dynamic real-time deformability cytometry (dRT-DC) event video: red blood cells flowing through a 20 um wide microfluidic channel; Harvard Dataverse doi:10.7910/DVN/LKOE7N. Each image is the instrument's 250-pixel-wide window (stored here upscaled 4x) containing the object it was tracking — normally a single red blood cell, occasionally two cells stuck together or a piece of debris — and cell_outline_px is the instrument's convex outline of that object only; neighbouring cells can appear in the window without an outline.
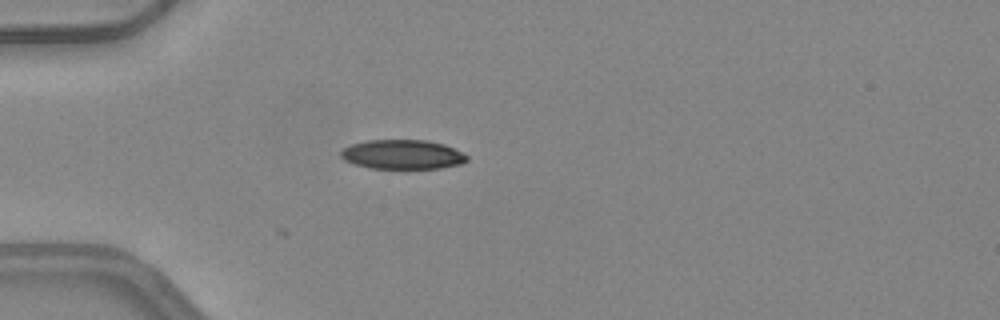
{"species": "common noctule bat (a hibernating species)", "species_latin": "Nyctalus noctula", "temperature_condition": "warm", "stored_images_in_passage": 14, "camera_frame_rate_fps": 3000, "um_per_image_px": 0.085, "animal": {"sex": "female", "body_mass_g": 24.6, "forearm_length_mm": 56.2}, "frame": {"image": 1, "passage_image": 14, "time_ms": 4.333, "image_size_px": [1000, 320], "cell_outline_px": [[468, 160], [460, 164], [440, 168], [372, 168], [356, 164], [344, 160], [340, 156], [340, 152], [344, 148], [352, 144], [368, 140], [428, 140], [444, 144], [468, 156]], "centroid_in_image_um": [34.21, 13.12], "position_along_channel_um": 50.8, "area_um2": 21.39}}